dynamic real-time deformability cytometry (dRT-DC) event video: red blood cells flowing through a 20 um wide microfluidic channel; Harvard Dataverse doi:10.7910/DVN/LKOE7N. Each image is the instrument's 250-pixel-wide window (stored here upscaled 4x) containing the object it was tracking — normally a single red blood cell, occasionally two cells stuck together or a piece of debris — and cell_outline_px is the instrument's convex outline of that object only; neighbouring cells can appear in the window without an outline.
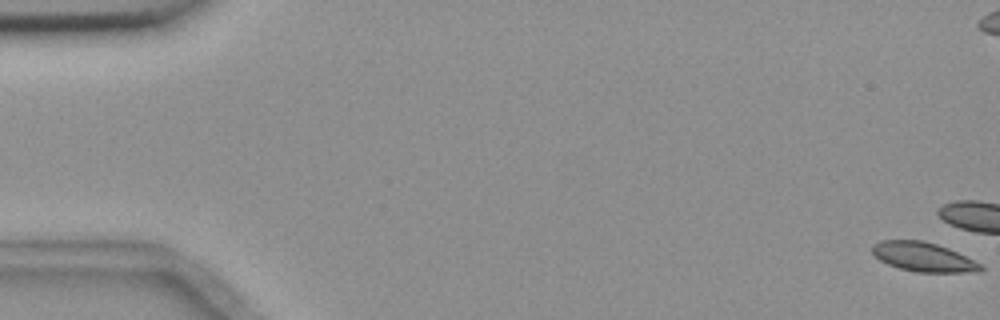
{"species": "common noctule bat (a hibernating species)", "species_latin": "Nyctalus noctula", "temperature_condition": "room temperature", "stored_images_in_passage": 7, "camera_frame_rate_fps": 3000, "um_per_image_px": 0.085, "animal": {"sex": "female", "body_mass_g": 18.4}, "frame": {"image": 1, "passage_image": 1, "time_ms": 0.0, "image_size_px": [1000, 320], "cell_outline_px": [[984, 268], [980, 272], [916, 272], [900, 268], [888, 264], [872, 256], [872, 244], [880, 240], [920, 240], [936, 244], [948, 248], [980, 264]], "centroid_in_image_um": [78.43, 21.84], "position_along_channel_um": 6.6, "area_um2": 18.38}}
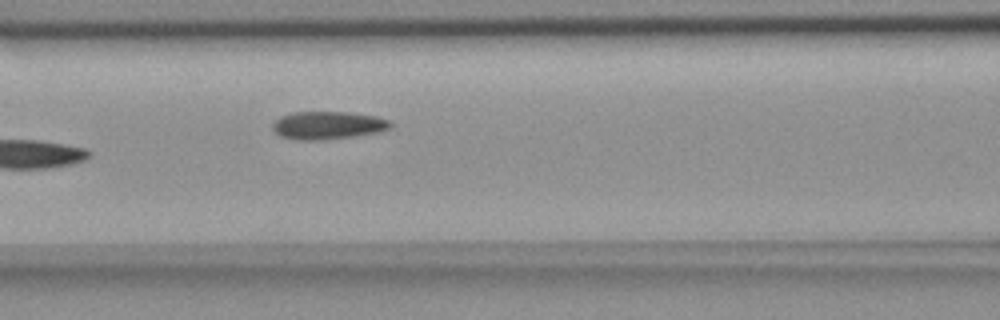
{"frame": {"image": 2, "passage_image": 7, "time_ms": 9.333, "image_size_px": [1000, 320], "cell_outline_px": [[392, 128], [380, 132], [352, 136], [320, 140], [296, 140], [280, 136], [272, 128], [272, 124], [280, 116], [292, 112], [348, 112], [376, 116], [388, 120], [392, 124]], "centroid_in_image_um": [27.86, 10.65], "position_along_channel_um": 138.7, "area_um2": 19.19}}